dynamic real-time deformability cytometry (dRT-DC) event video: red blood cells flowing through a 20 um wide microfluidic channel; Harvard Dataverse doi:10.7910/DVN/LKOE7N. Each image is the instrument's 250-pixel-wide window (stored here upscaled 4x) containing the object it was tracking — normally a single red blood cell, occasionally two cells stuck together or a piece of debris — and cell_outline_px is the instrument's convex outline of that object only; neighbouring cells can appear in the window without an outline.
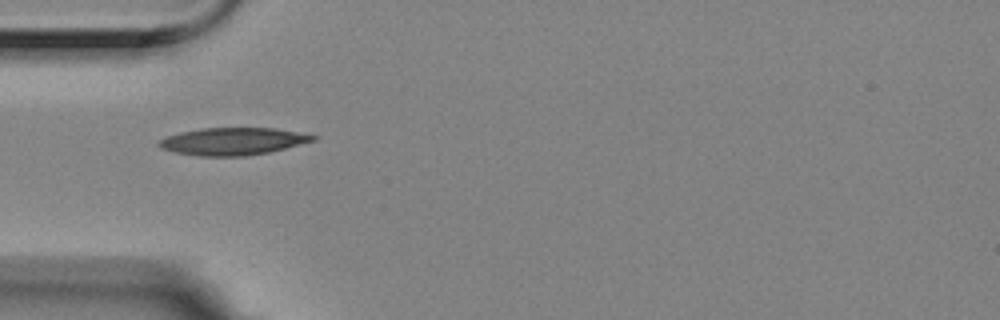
{"species": "Egyptian fruit bat (a non-hibernating species)", "species_latin": "Rousettus aegyptiacus", "temperature_condition": "room temperature", "stored_images_in_passage": 5, "camera_frame_rate_fps": 3000, "um_per_image_px": 0.085, "animal": {"sex": "female"}, "frame": {"image": 1, "passage_image": 1, "time_ms": 0.0, "image_size_px": [1000, 320], "cell_outline_px": [[320, 136], [316, 140], [268, 152], [244, 156], [196, 156], [176, 152], [160, 148], [156, 144], [160, 140], [168, 136], [180, 132], [200, 128], [276, 128]], "centroid_in_image_um": [19.79, 12.01], "position_along_channel_um": 65.2, "area_um2": 24.51}}
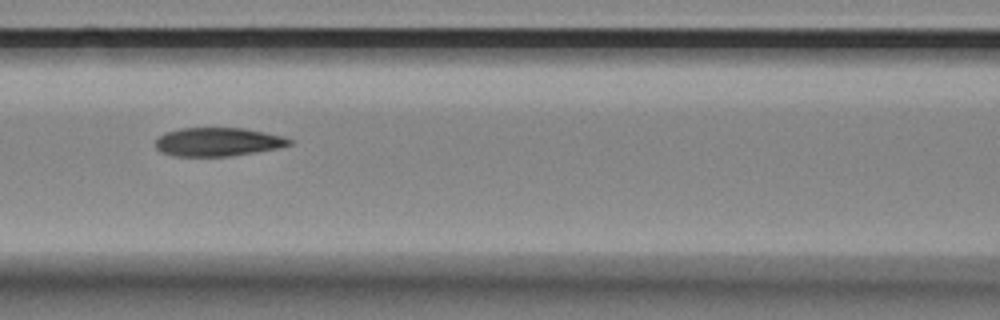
{"frame": {"image": 2, "passage_image": 3, "time_ms": 0.667, "image_size_px": [1000, 320], "cell_outline_px": [[292, 144], [280, 148], [228, 156], [172, 156], [160, 152], [156, 148], [156, 140], [164, 132], [180, 128], [244, 128], [284, 136], [292, 140]], "centroid_in_image_um": [18.51, 12.06], "position_along_channel_um": 148.1, "area_um2": 22.37}}
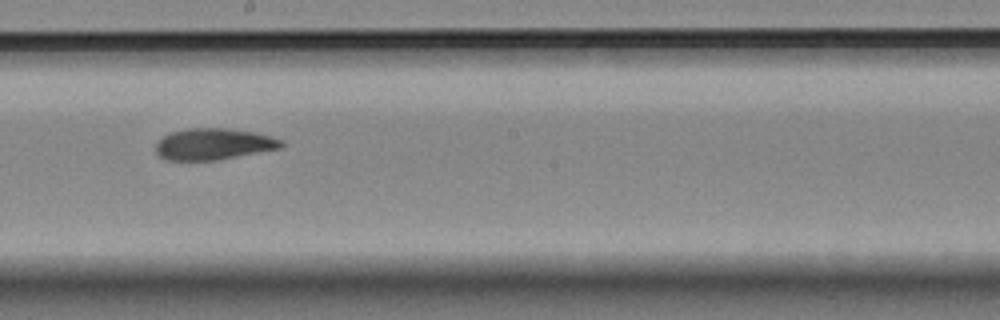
{"frame": {"image": 3, "passage_image": 5, "time_ms": 1.333, "image_size_px": [1000, 320], "cell_outline_px": [[284, 144], [280, 148], [216, 160], [164, 160], [156, 152], [156, 140], [172, 132], [188, 128], [228, 128], [252, 132], [284, 140]], "centroid_in_image_um": [18.11, 12.24], "position_along_channel_um": 230.1, "area_um2": 22.83}}